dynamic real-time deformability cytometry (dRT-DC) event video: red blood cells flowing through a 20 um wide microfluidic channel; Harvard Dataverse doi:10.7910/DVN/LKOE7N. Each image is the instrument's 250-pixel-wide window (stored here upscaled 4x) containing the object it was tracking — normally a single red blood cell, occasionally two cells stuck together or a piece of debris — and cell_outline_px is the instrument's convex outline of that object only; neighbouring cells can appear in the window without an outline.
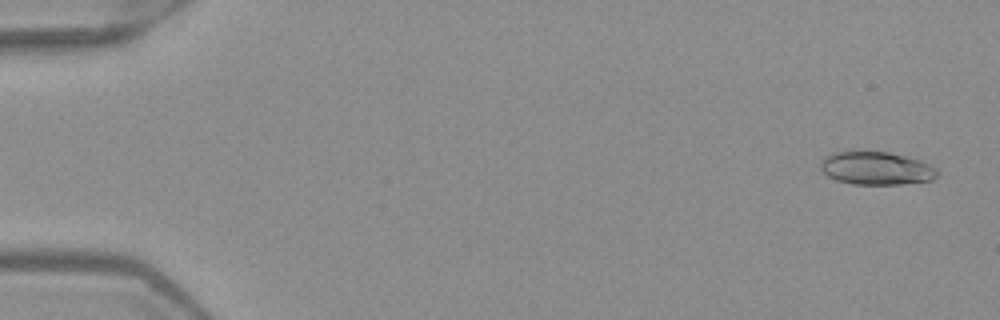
{"species": "Egyptian fruit bat (a non-hibernating species)", "species_latin": "Rousettus aegyptiacus", "temperature_condition": "warm", "stored_images_in_passage": 4, "camera_frame_rate_fps": 3000, "um_per_image_px": 0.085, "frame": {"image": 1, "passage_image": 1, "time_ms": 0.0, "image_size_px": [1000, 320], "cell_outline_px": [[936, 176], [932, 180], [900, 184], [852, 184], [836, 180], [828, 176], [820, 168], [820, 160], [832, 152], [852, 148], [888, 152], [920, 160], [936, 168]], "centroid_in_image_um": [74.39, 14.25], "position_along_channel_um": 10.6, "area_um2": 23.06}}
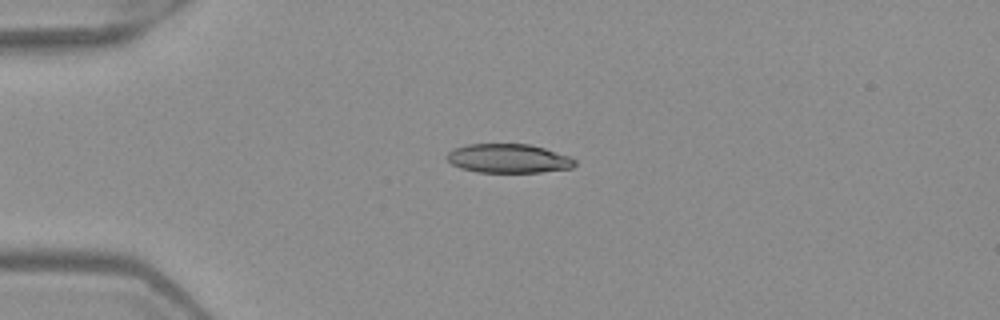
{"frame": {"image": 2, "passage_image": 4, "time_ms": 1.0, "image_size_px": [1000, 320], "cell_outline_px": [[576, 164], [572, 168], [540, 172], [476, 172], [460, 168], [452, 164], [444, 156], [452, 148], [468, 144], [528, 144], [544, 148], [572, 156], [576, 160]], "centroid_in_image_um": [43.21, 13.46], "position_along_channel_um": 41.8, "area_um2": 21.85}}